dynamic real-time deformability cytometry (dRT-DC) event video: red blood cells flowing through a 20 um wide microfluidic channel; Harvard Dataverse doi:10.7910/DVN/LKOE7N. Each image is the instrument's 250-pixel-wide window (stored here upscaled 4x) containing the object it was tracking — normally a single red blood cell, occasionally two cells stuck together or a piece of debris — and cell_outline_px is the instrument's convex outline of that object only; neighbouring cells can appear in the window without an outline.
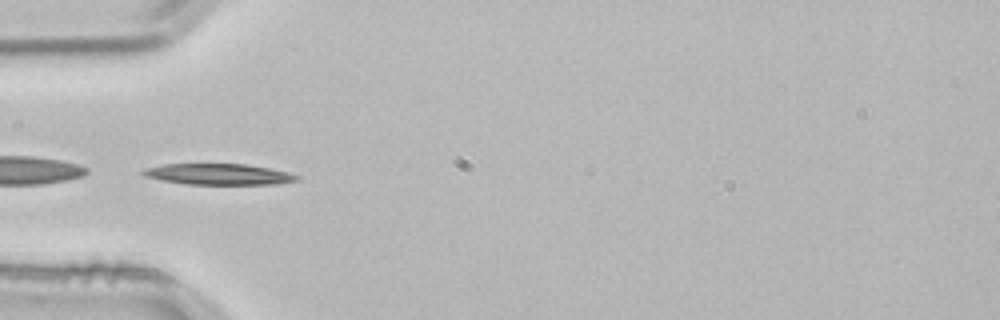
{"species": "common noctule bat (a hibernating species)", "species_latin": "Nyctalus noctula", "temperature_condition": "room temperature", "stored_images_in_passage": 2, "camera_frame_rate_fps": 3000, "um_per_image_px": 0.085, "animal": {"sex": "male", "body_mass_g": 21.5, "forearm_length_mm": 52.0}, "frame": {"image": 1, "passage_image": 1, "time_ms": 0.0, "image_size_px": [1000, 320], "cell_outline_px": [[300, 180], [276, 184], [188, 184], [160, 180], [144, 176], [140, 172], [144, 168], [164, 164], [244, 164], [268, 168], [288, 172], [300, 176]], "centroid_in_image_um": [18.56, 14.81], "position_along_channel_um": 66.4, "area_um2": 18.84}}